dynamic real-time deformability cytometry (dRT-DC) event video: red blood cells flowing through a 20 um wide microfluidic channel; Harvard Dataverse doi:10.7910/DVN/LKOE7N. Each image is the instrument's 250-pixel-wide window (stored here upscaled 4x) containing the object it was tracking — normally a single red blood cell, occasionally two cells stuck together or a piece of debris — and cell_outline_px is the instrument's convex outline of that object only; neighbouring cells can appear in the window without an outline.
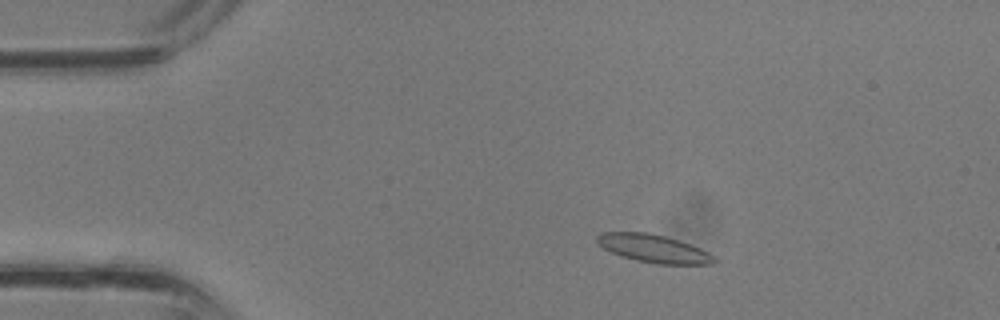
{"species": "common noctule bat (a hibernating species)", "species_latin": "Nyctalus noctula", "temperature_condition": "room temperature", "stored_images_in_passage": 33, "camera_frame_rate_fps": 3000, "um_per_image_px": 0.085, "animal": {"sex": "male", "body_mass_g": 13.3}, "frame": {"image": 1, "passage_image": 3, "time_ms": 0.667, "image_size_px": [1000, 320], "cell_outline_px": [[720, 260], [716, 264], [660, 264], [636, 260], [612, 252], [596, 244], [596, 236], [604, 232], [648, 232], [680, 240], [700, 248], [716, 256]], "centroid_in_image_um": [55.62, 21.13], "position_along_channel_um": 29.4, "area_um2": 19.19}}
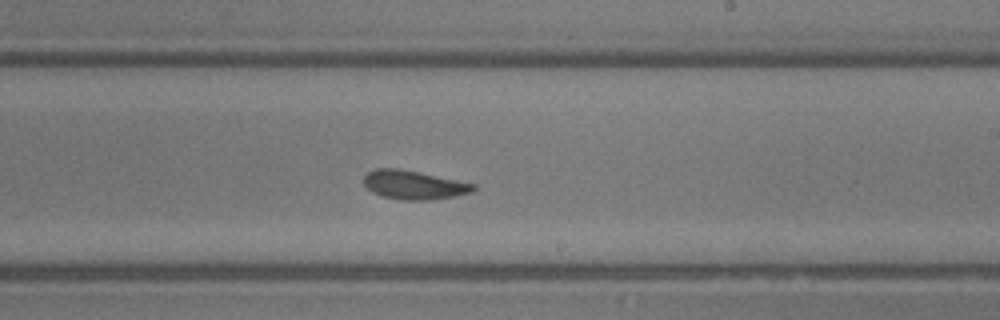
{"frame": {"image": 2, "passage_image": 18, "time_ms": 5.667, "image_size_px": [1000, 320], "cell_outline_px": [[476, 188], [472, 192], [456, 196], [428, 200], [400, 200], [380, 196], [372, 192], [364, 184], [364, 176], [368, 172], [376, 168], [400, 168], [476, 184]], "centroid_in_image_um": [35.17, 15.72], "position_along_channel_um": 253.8, "area_um2": 18.5}}
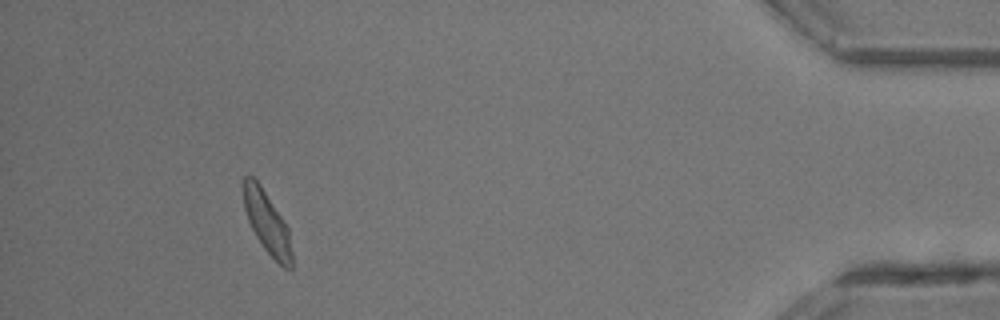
{"frame": {"image": 3, "passage_image": 30, "time_ms": 9.667, "image_size_px": [1000, 320], "cell_outline_px": [[292, 268], [284, 268], [264, 248], [256, 236], [248, 220], [244, 208], [244, 176], [252, 176], [260, 184], [288, 228], [292, 252]], "centroid_in_image_um": [22.7, 18.93], "position_along_channel_um": 412.5, "area_um2": 16.94}}